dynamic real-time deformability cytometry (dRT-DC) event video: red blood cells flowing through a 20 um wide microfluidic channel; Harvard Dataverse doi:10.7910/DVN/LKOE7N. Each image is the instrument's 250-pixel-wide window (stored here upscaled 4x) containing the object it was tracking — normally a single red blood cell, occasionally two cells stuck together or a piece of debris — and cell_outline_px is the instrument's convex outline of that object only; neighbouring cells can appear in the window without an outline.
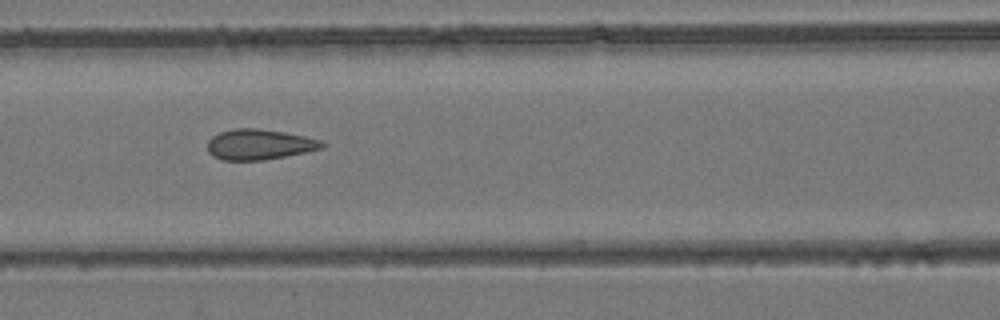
{"species": "common noctule bat (a hibernating species)", "species_latin": "Nyctalus noctula", "temperature_condition": "room temperature", "stored_images_in_passage": 7, "camera_frame_rate_fps": 3000, "um_per_image_px": 0.085, "animal": {"sex": "female", "body_mass_g": 24.6, "forearm_length_mm": 56.2}, "frame": {"image": 1, "passage_image": 5, "time_ms": 5.0, "image_size_px": [1000, 320], "cell_outline_px": [[328, 144], [324, 148], [264, 160], [220, 160], [212, 156], [208, 152], [208, 140], [212, 136], [220, 132], [236, 128], [256, 128], [284, 132], [304, 136], [320, 140]], "centroid_in_image_um": [22.03, 12.28], "position_along_channel_um": 144.6, "area_um2": 20.35}}
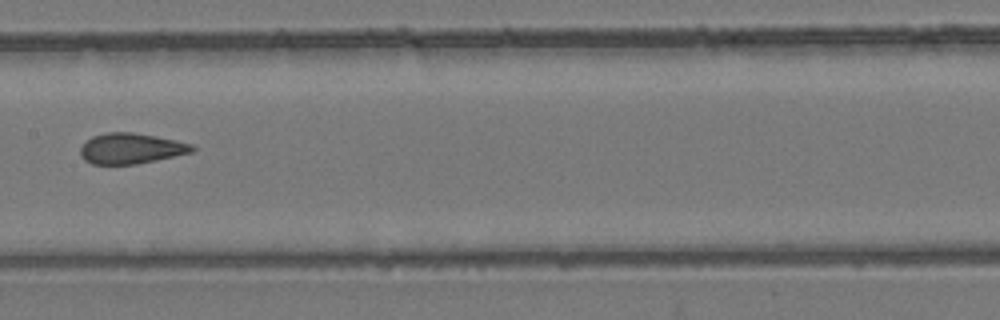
{"frame": {"image": 2, "passage_image": 6, "time_ms": 6.333, "image_size_px": [1000, 320], "cell_outline_px": [[196, 148], [192, 152], [136, 164], [92, 164], [84, 160], [80, 156], [80, 148], [92, 136], [108, 132], [132, 132], [156, 136], [176, 140], [192, 144]], "centroid_in_image_um": [11.12, 12.62], "position_along_channel_um": 196.3, "area_um2": 19.83}}
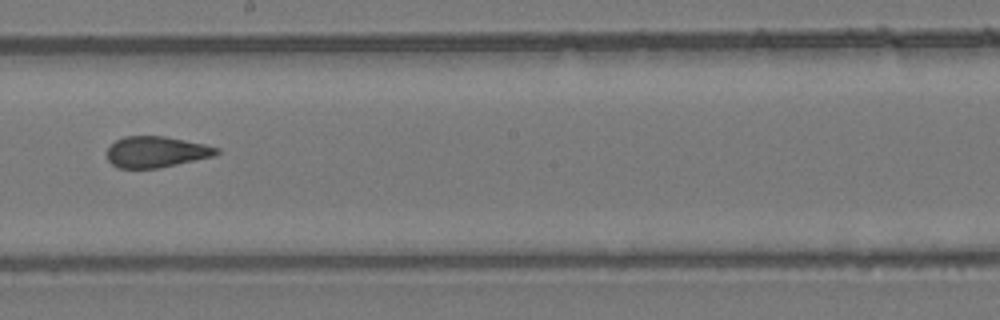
{"frame": {"image": 3, "passage_image": 7, "time_ms": 7.333, "image_size_px": [1000, 320], "cell_outline_px": [[220, 152], [212, 156], [160, 168], [116, 168], [108, 160], [108, 148], [116, 140], [124, 136], [164, 136], [204, 144], [220, 148]], "centroid_in_image_um": [13.27, 12.91], "position_along_channel_um": 234.9, "area_um2": 19.71}}